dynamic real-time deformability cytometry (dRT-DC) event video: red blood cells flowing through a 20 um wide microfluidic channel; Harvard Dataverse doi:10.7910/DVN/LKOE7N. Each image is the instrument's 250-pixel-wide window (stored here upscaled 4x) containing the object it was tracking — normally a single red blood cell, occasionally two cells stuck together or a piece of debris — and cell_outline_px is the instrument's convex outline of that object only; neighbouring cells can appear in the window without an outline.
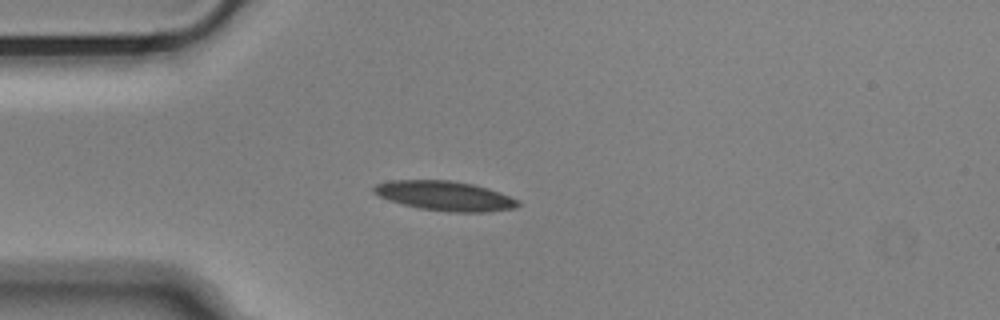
{"species": "Egyptian fruit bat (a non-hibernating species)", "species_latin": "Rousettus aegyptiacus", "temperature_condition": "cold", "stored_images_in_passage": 42, "camera_frame_rate_fps": 3000, "um_per_image_px": 0.085, "animal": {"sex": "male"}, "frame": {"image": 1, "passage_image": 1, "time_ms": 0.0, "image_size_px": [1000, 320], "cell_outline_px": [[520, 204], [516, 208], [488, 212], [448, 212], [420, 208], [388, 200], [372, 192], [372, 188], [376, 184], [392, 180], [448, 180], [472, 184], [488, 188], [500, 192], [520, 200]], "centroid_in_image_um": [37.84, 16.65], "position_along_channel_um": 47.2, "area_um2": 24.91}}
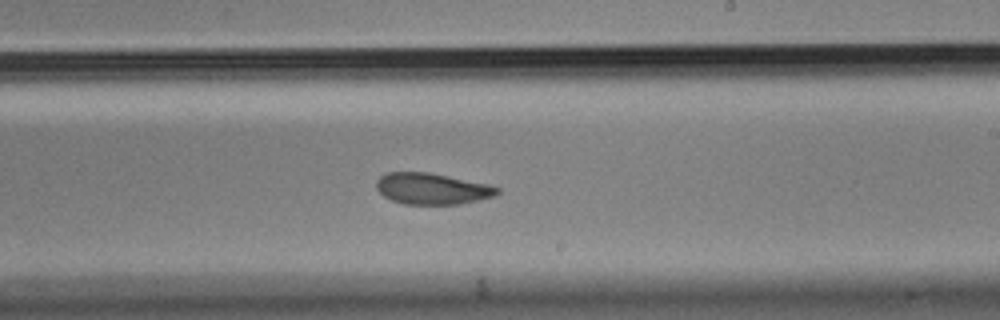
{"frame": {"image": 2, "passage_image": 19, "time_ms": 6.0, "image_size_px": [1000, 320], "cell_outline_px": [[500, 192], [496, 196], [460, 204], [404, 204], [392, 200], [384, 196], [376, 188], [376, 180], [380, 176], [388, 172], [428, 172], [488, 184], [500, 188]], "centroid_in_image_um": [36.73, 16.04], "position_along_channel_um": 252.3, "area_um2": 22.02}}
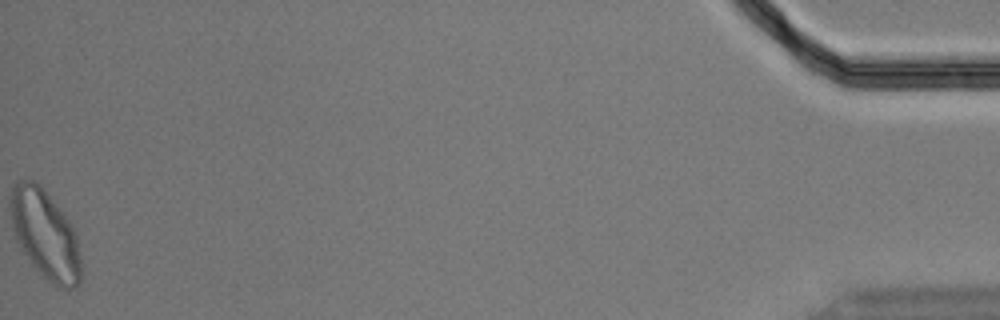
{"frame": {"image": 3, "passage_image": 42, "time_ms": 13.667, "image_size_px": [1000, 320], "cell_outline_px": [[80, 284], [76, 288], [56, 288], [48, 284], [32, 264], [20, 248], [16, 240], [12, 228], [12, 188], [16, 180], [36, 180], [44, 188], [68, 220], [76, 236], [80, 260]], "centroid_in_image_um": [3.84, 19.97], "position_along_channel_um": 431.4, "area_um2": 36.41}, "authors_computed_cell_mechanics": {"area_um2": 23.698, "velocity_mm_per_s": 3.6343, "shape_relaxation_time_tau1_ms": 6.5222, "shape_relaxation_time_tau2_ms": 2.1082, "deformation_change_tau1": 0.1599, "deformation_change_tau2": 0.0732}}